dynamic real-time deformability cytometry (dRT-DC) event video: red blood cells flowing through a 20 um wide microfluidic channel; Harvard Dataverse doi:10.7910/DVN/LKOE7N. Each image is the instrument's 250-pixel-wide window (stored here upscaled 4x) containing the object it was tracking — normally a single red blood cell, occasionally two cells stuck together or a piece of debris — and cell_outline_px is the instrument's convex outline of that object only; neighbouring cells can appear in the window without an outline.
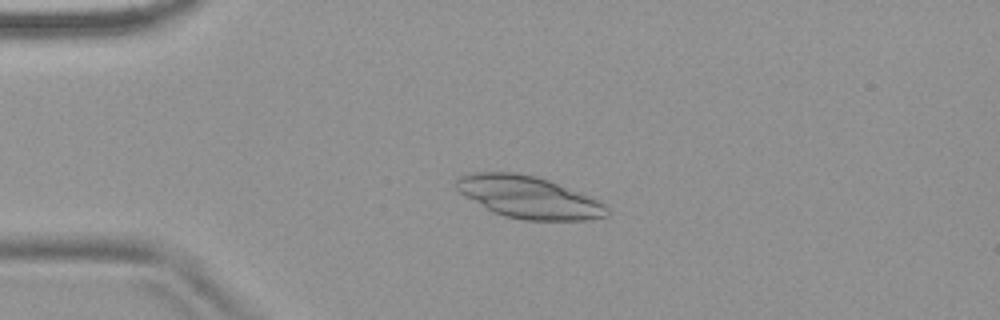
{"species": "common noctule bat (a hibernating species)", "species_latin": "Nyctalus noctula", "temperature_condition": "warm", "stored_images_in_passage": 5, "camera_frame_rate_fps": 3000, "um_per_image_px": 0.085, "animal": {"sex": "female", "body_mass_g": 18.4}, "frame": {"image": 1, "passage_image": 3, "time_ms": 2.333, "image_size_px": [1000, 320], "cell_outline_px": [[608, 216], [588, 220], [524, 220], [504, 216], [492, 212], [464, 196], [456, 188], [456, 180], [460, 176], [472, 172], [516, 172], [536, 176], [548, 180], [592, 196], [600, 200], [608, 208]], "centroid_in_image_um": [44.95, 16.76], "position_along_channel_um": 40.1, "area_um2": 37.17}}